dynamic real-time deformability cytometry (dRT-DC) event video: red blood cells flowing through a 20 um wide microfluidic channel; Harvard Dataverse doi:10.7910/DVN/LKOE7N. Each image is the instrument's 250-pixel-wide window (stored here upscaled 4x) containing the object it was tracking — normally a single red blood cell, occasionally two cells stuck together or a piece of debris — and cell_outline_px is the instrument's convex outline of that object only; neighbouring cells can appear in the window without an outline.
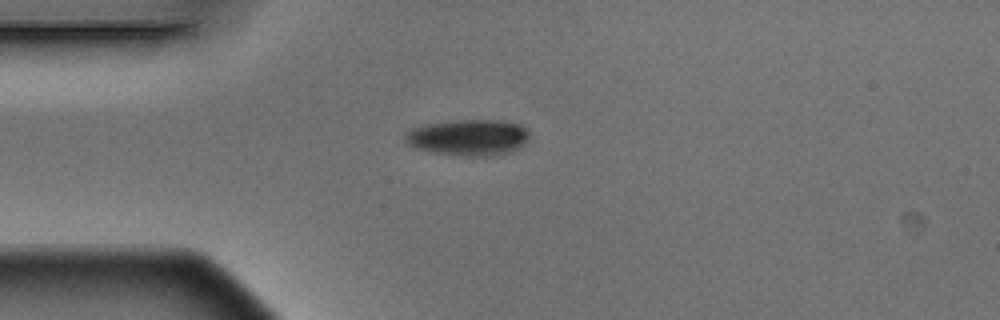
{"species": "Egyptian fruit bat (a non-hibernating species)", "species_latin": "Rousettus aegyptiacus", "temperature_condition": "warm", "stored_images_in_passage": 5, "camera_frame_rate_fps": 3000, "um_per_image_px": 0.085, "animal": {"sex": "male"}, "frame": {"image": 1, "passage_image": 5, "time_ms": 1.333, "image_size_px": [1000, 320], "cell_outline_px": [[528, 140], [520, 148], [512, 152], [496, 156], [460, 156], [432, 152], [416, 148], [408, 144], [404, 140], [404, 136], [412, 128], [424, 124], [460, 120], [500, 120], [520, 124], [528, 128]], "centroid_in_image_um": [39.85, 11.69], "position_along_channel_um": 45.1, "area_um2": 26.53}}